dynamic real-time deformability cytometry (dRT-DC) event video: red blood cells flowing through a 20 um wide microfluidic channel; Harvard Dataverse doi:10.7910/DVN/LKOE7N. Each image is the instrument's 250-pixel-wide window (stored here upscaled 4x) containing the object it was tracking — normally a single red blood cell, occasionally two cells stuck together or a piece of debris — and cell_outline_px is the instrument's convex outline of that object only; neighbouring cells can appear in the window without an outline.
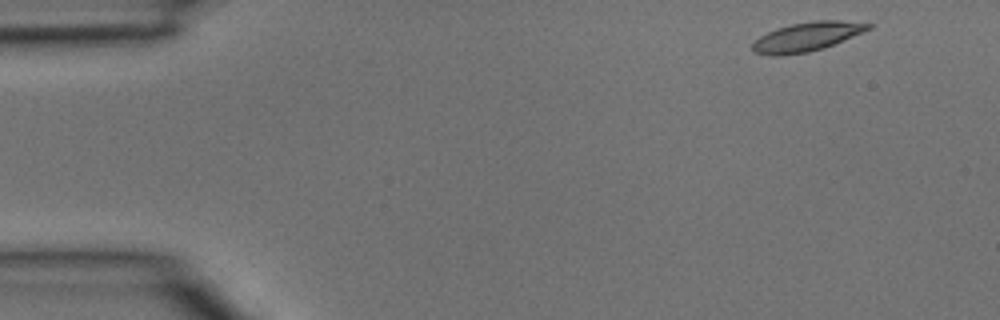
{"species": "common noctule bat (a hibernating species)", "species_latin": "Nyctalus noctula", "temperature_condition": "room temperature", "stored_images_in_passage": 3, "camera_frame_rate_fps": 3000, "um_per_image_px": 0.085, "animal": {"sex": "male", "body_mass_g": 15.6}, "frame": {"image": 1, "passage_image": 1, "time_ms": 0.0, "image_size_px": [1000, 320], "cell_outline_px": [[876, 24], [872, 28], [864, 32], [824, 48], [808, 52], [780, 56], [772, 56], [752, 52], [752, 44], [760, 36], [776, 28], [792, 24], [816, 20], [840, 20]], "centroid_in_image_um": [68.61, 3.12], "position_along_channel_um": 16.4, "area_um2": 19.77}}
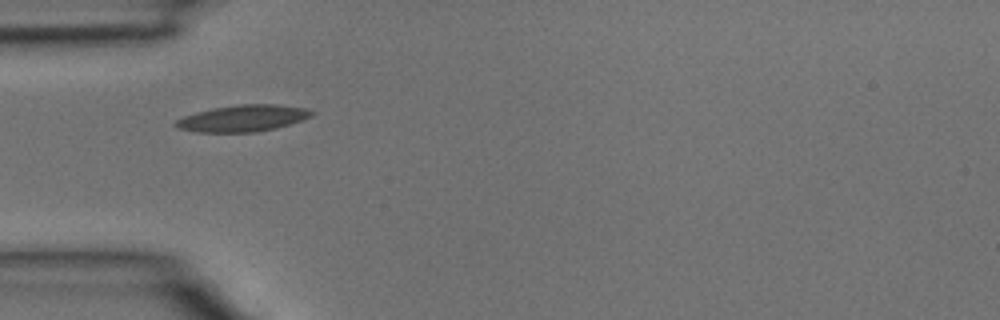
{"frame": {"image": 2, "passage_image": 3, "time_ms": 0.667, "image_size_px": [1000, 320], "cell_outline_px": [[316, 112], [312, 116], [304, 120], [276, 128], [256, 132], [196, 132], [176, 128], [172, 124], [176, 120], [184, 116], [196, 112], [212, 108], [240, 104], [276, 104], [304, 108]], "centroid_in_image_um": [20.64, 10.06], "position_along_channel_um": 64.4, "area_um2": 21.21}}